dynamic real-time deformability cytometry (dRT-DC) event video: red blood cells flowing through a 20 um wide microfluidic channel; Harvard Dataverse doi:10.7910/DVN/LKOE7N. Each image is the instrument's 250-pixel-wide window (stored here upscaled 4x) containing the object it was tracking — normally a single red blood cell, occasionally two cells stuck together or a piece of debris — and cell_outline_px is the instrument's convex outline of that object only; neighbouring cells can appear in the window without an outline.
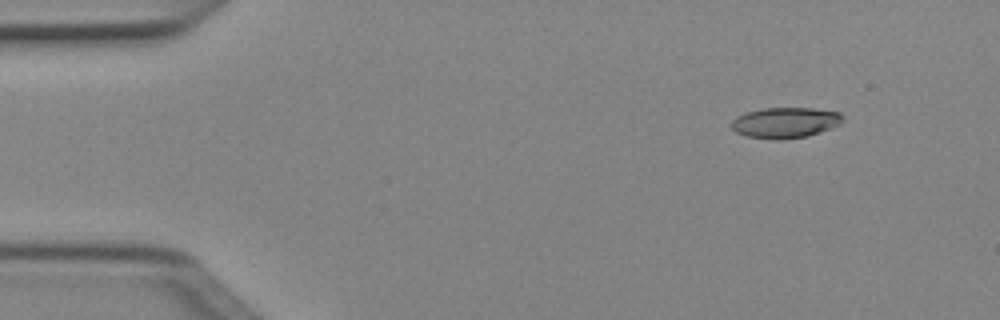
{"species": "Egyptian fruit bat (a non-hibernating species)", "species_latin": "Rousettus aegyptiacus", "temperature_condition": "cold", "stored_images_in_passage": 4, "camera_frame_rate_fps": 3000, "um_per_image_px": 0.085, "animal": {"sex": "female"}, "frame": {"image": 1, "passage_image": 1, "time_ms": 0.0, "image_size_px": [1000, 320], "cell_outline_px": [[844, 120], [840, 124], [832, 128], [808, 136], [780, 140], [772, 140], [748, 136], [736, 132], [732, 128], [732, 120], [736, 116], [748, 112], [764, 108], [812, 108], [840, 112], [844, 116]], "centroid_in_image_um": [66.78, 10.43], "position_along_channel_um": 18.2, "area_um2": 20.0}}